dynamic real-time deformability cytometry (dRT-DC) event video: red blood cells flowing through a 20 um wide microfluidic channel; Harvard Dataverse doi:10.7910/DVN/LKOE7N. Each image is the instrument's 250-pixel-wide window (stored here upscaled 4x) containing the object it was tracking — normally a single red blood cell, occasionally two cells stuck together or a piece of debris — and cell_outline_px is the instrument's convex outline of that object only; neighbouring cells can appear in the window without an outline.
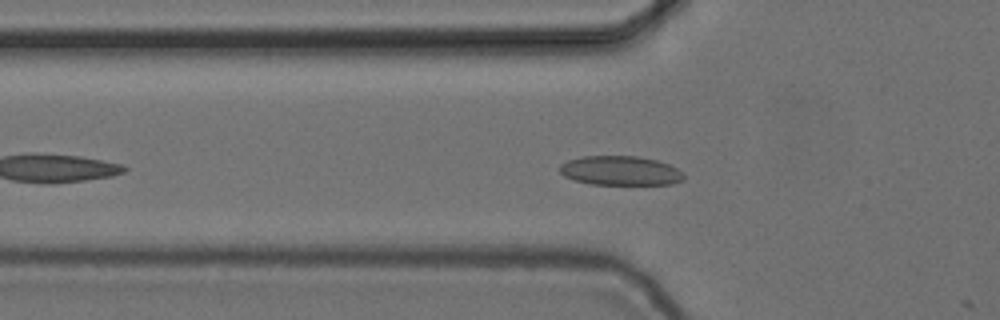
{"species": "common noctule bat (a hibernating species)", "species_latin": "Nyctalus noctula", "temperature_condition": "cold", "stored_images_in_passage": 9, "camera_frame_rate_fps": 3000, "um_per_image_px": 0.085, "animal": {"sex": "female", "body_mass_g": 24.6, "forearm_length_mm": 56.2}, "frame": {"image": 1, "passage_image": 8, "time_ms": 2.333, "image_size_px": [1000, 320], "cell_outline_px": [[684, 180], [672, 184], [592, 184], [576, 180], [564, 176], [560, 172], [560, 164], [568, 160], [584, 156], [636, 156], [656, 160], [668, 164], [676, 168], [684, 176]], "centroid_in_image_um": [52.72, 14.5], "position_along_channel_um": 73.1, "area_um2": 20.98}}